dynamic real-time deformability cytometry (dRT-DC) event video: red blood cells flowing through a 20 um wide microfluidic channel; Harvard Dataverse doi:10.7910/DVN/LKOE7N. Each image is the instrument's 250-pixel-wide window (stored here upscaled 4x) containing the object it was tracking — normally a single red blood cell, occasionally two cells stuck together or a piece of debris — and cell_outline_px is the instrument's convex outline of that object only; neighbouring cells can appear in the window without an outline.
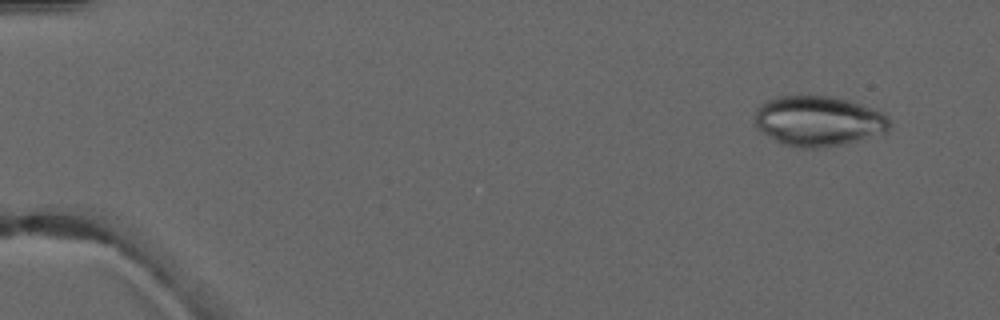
{"species": "common noctule bat (a hibernating species)", "species_latin": "Nyctalus noctula", "temperature_condition": "warm", "stored_images_in_passage": 4, "camera_frame_rate_fps": 3000, "um_per_image_px": 0.085, "animal": {"sex": "male", "forearm_length_mm": 52.5}, "frame": {"image": 1, "passage_image": 1, "time_ms": 0.0, "image_size_px": [1000, 320], "cell_outline_px": [[892, 124], [884, 132], [844, 144], [816, 148], [796, 148], [784, 144], [760, 132], [752, 124], [756, 108], [760, 104], [776, 96], [800, 92], [832, 96], [848, 100], [884, 112], [888, 116]], "centroid_in_image_um": [69.49, 10.23], "position_along_channel_um": 15.5, "area_um2": 40.52}}